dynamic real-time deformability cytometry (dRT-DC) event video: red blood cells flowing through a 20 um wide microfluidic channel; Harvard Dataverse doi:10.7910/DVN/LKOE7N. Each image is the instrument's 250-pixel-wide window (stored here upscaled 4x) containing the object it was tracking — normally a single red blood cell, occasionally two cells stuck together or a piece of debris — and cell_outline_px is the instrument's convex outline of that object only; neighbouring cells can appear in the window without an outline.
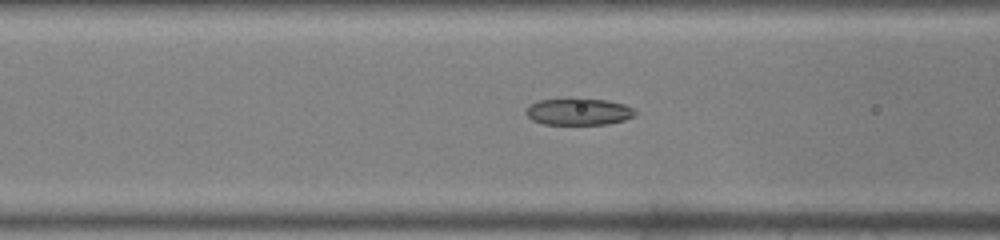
{"species": "common noctule bat (a hibernating species)", "species_latin": "Nyctalus noctula", "temperature_condition": "warm", "stored_images_in_passage": 40, "camera_frame_rate_fps": 3000, "um_per_image_px": 0.085, "animal": {"sex": "male", "body_mass_g": 19.0, "forearm_length_mm": 50.8}, "frame": {"image": 1, "passage_image": 14, "time_ms": 4.333, "image_size_px": [1000, 240], "cell_outline_px": [[636, 116], [624, 120], [608, 124], [544, 124], [532, 120], [524, 112], [532, 104], [540, 100], [608, 100], [624, 104], [632, 108], [636, 112]], "centroid_in_image_um": [49.22, 9.52], "position_along_channel_um": 117.4, "area_um2": 16.59}}
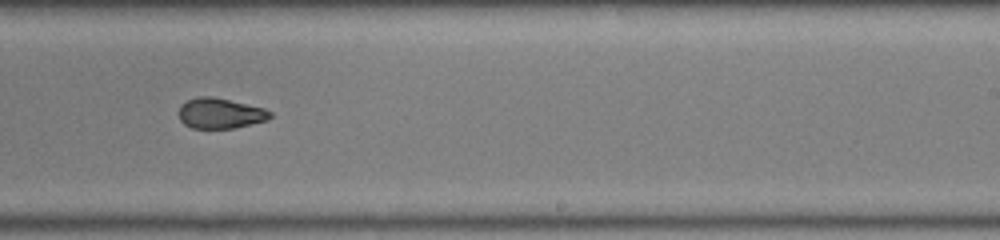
{"frame": {"image": 2, "passage_image": 24, "time_ms": 7.667, "image_size_px": [1000, 240], "cell_outline_px": [[272, 116], [268, 120], [232, 128], [192, 128], [184, 124], [180, 120], [180, 104], [188, 100], [200, 96], [212, 96], [264, 108], [272, 112]], "centroid_in_image_um": [18.72, 9.63], "position_along_channel_um": 270.3, "area_um2": 16.07}}
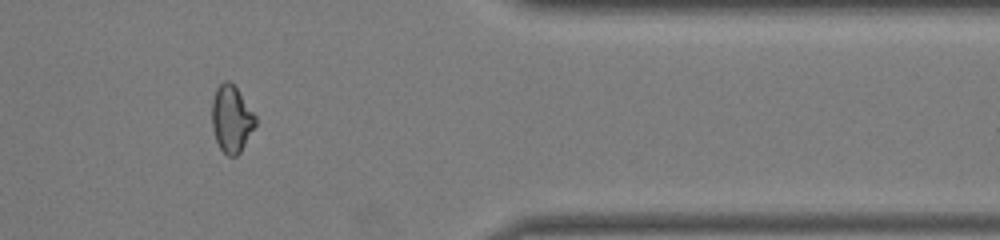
{"frame": {"image": 3, "passage_image": 33, "time_ms": 10.667, "image_size_px": [1000, 240], "cell_outline_px": [[256, 124], [240, 152], [236, 156], [228, 156], [220, 148], [216, 140], [212, 128], [212, 100], [216, 88], [224, 80], [228, 80], [236, 88], [256, 116]], "centroid_in_image_um": [19.66, 10.11], "position_along_channel_um": 391.7, "area_um2": 16.76}}